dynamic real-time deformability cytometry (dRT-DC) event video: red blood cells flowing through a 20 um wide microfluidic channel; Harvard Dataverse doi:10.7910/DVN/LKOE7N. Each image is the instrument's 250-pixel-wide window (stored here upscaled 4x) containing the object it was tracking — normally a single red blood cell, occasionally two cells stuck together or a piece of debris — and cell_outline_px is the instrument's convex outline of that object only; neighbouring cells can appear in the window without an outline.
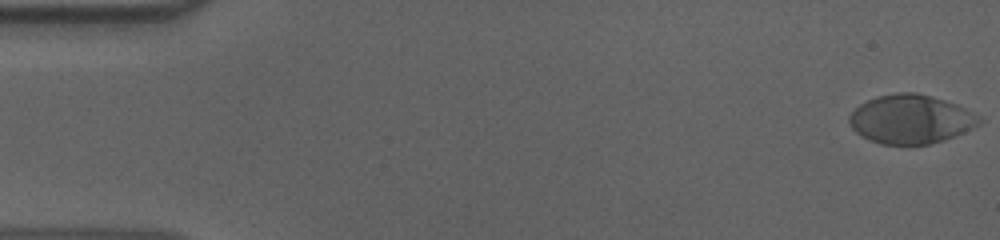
{"species": "human", "species_latin": "Homo sapiens", "temperature_condition": "cold", "stored_images_in_passage": 57, "camera_frame_rate_fps": 3000, "um_per_image_px": 0.085, "donor": {"sex": "male"}, "frame": {"image": 1, "passage_image": 1, "time_ms": 0.0, "image_size_px": [1000, 240], "cell_outline_px": [[984, 120], [980, 124], [964, 132], [944, 140], [928, 144], [880, 144], [868, 140], [860, 136], [852, 128], [848, 120], [848, 116], [860, 104], [868, 100], [880, 96], [900, 92], [916, 92], [932, 96], [956, 104], [980, 116]], "centroid_in_image_um": [77.42, 10.14], "position_along_channel_um": 7.6, "area_um2": 36.99}}
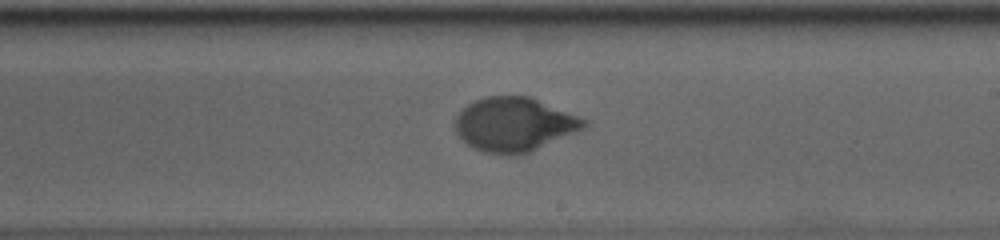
{"frame": {"image": 2, "passage_image": 33, "time_ms": 10.667, "image_size_px": [1000, 240], "cell_outline_px": [[588, 124], [584, 128], [532, 152], [516, 156], [484, 152], [472, 148], [456, 132], [452, 124], [452, 120], [468, 104], [484, 96], [532, 96], [588, 120]], "centroid_in_image_um": [43.71, 10.58], "position_along_channel_um": 245.3, "area_um2": 41.04}}
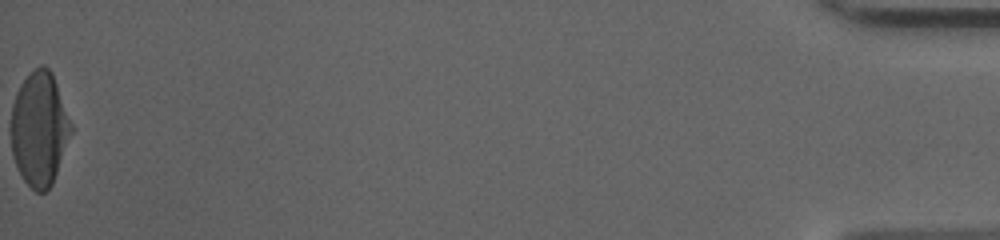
{"frame": {"image": 3, "passage_image": 57, "time_ms": 18.667, "image_size_px": [1000, 240], "cell_outline_px": [[72, 132], [52, 184], [44, 192], [36, 192], [24, 180], [12, 156], [12, 104], [16, 92], [20, 84], [40, 64], [44, 64], [52, 72], [72, 124]], "centroid_in_image_um": [3.36, 10.94], "position_along_channel_um": 431.8, "area_um2": 39.48}, "authors_computed_cell_mechanics": {"area_um2": 39.593, "velocity_mm_per_s": 3.6054, "shape_relaxation_time_tau1_ms": 3.5212, "shape_relaxation_time_tau2_ms": null, "deformation_change_tau1": 0.1839, "deformation_change_tau2": null}}